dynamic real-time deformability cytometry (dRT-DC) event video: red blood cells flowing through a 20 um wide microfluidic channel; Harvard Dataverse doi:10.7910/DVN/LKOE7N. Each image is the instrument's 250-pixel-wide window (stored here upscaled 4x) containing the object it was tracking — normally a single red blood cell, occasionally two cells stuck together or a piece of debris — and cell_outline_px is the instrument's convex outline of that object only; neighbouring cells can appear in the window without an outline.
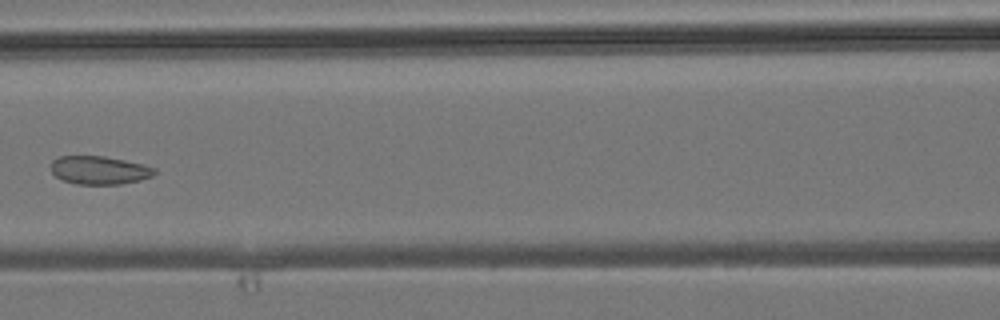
{"species": "common noctule bat (a hibernating species)", "species_latin": "Nyctalus noctula", "temperature_condition": "room temperature", "stored_images_in_passage": 6, "camera_frame_rate_fps": 3000, "um_per_image_px": 0.085, "animal": {"sex": "male", "body_mass_g": 19.2, "forearm_length_mm": 51.8}, "frame": {"image": 1, "passage_image": 6, "time_ms": 7.0, "image_size_px": [1000, 320], "cell_outline_px": [[156, 172], [152, 176], [140, 180], [120, 184], [76, 184], [64, 180], [56, 176], [52, 172], [52, 160], [60, 156], [104, 156], [124, 160], [156, 168]], "centroid_in_image_um": [8.44, 14.46], "position_along_channel_um": 158.2, "area_um2": 16.88}}